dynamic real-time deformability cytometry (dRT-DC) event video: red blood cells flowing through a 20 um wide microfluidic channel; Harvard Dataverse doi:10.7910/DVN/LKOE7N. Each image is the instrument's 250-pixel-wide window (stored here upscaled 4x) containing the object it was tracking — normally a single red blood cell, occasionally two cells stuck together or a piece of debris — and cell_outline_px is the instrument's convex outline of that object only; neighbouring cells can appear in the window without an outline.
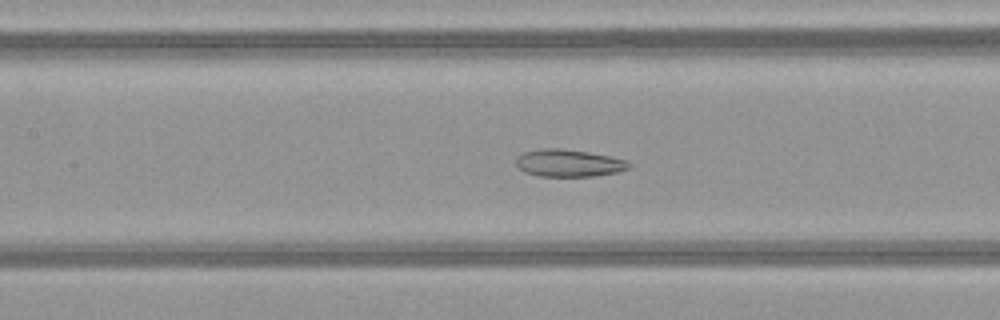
{"species": "common noctule bat (a hibernating species)", "species_latin": "Nyctalus noctula", "temperature_condition": "warm", "stored_images_in_passage": 51, "camera_frame_rate_fps": 3000, "um_per_image_px": 0.085, "animal": {"sex": "female", "body_mass_g": 21.9}, "frame": {"image": 1, "passage_image": 24, "time_ms": 7.667, "image_size_px": [1000, 320], "cell_outline_px": [[632, 164], [628, 168], [616, 172], [596, 176], [540, 176], [524, 172], [516, 164], [516, 156], [524, 152], [544, 148], [560, 148], [588, 152], [628, 160]], "centroid_in_image_um": [48.34, 13.86], "position_along_channel_um": 159.1, "area_um2": 17.92}}
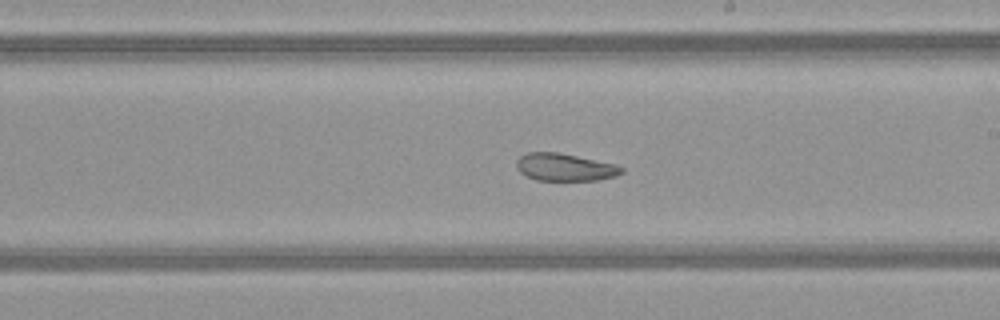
{"frame": {"image": 2, "passage_image": 30, "time_ms": 9.667, "image_size_px": [1000, 320], "cell_outline_px": [[624, 172], [616, 176], [596, 180], [536, 180], [520, 172], [516, 168], [516, 160], [520, 156], [528, 152], [556, 152], [616, 164], [624, 168]], "centroid_in_image_um": [48.01, 14.21], "position_along_channel_um": 241.0, "area_um2": 16.76}}
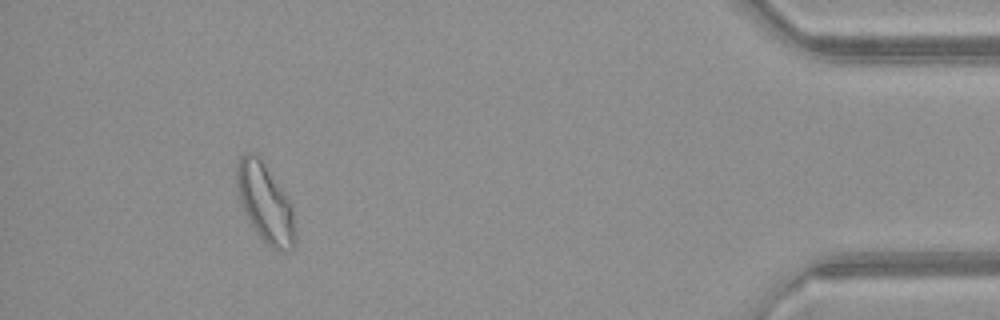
{"frame": {"image": 3, "passage_image": 47, "time_ms": 15.333, "image_size_px": [1000, 320], "cell_outline_px": [[296, 244], [292, 248], [272, 248], [256, 232], [240, 204], [236, 184], [236, 164], [240, 156], [248, 152], [252, 152], [260, 156], [264, 160], [292, 204], [296, 240]], "centroid_in_image_um": [22.53, 17.17], "position_along_channel_um": 412.7, "area_um2": 26.88}, "authors_computed_cell_mechanics": {"area_um2": 24.5072, "velocity_mm_per_s": 4.1071, "shape_relaxation_time_tau1_ms": null, "shape_relaxation_time_tau2_ms": 8.779, "deformation_change_tau1": null, "deformation_change_tau2": 0.1719}}